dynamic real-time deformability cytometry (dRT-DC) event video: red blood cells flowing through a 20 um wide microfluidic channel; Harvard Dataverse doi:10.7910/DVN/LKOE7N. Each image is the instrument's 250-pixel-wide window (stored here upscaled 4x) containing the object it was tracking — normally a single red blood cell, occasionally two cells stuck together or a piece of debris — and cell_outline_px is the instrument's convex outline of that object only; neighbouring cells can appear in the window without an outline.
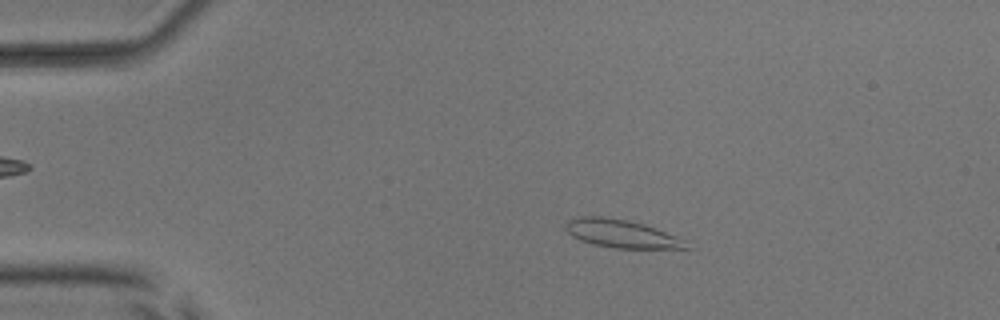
{"species": "common noctule bat (a hibernating species)", "species_latin": "Nyctalus noctula", "temperature_condition": "room temperature", "stored_images_in_passage": 53, "camera_frame_rate_fps": 3000, "um_per_image_px": 0.085, "animal": {"sex": "male", "body_mass_g": 17.9, "forearm_length_mm": 54.2}, "frame": {"image": 1, "passage_image": 10, "time_ms": 3.0, "image_size_px": [1000, 320], "cell_outline_px": [[692, 248], [616, 248], [592, 244], [580, 240], [572, 236], [564, 228], [568, 220], [580, 216], [604, 216], [628, 220], [644, 224], [688, 240]], "centroid_in_image_um": [52.85, 19.86], "position_along_channel_um": 32.1, "area_um2": 19.88}}
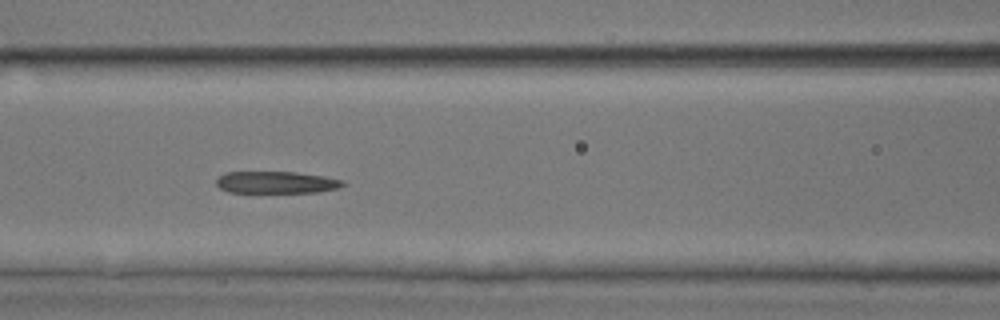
{"frame": {"image": 2, "passage_image": 23, "time_ms": 7.333, "image_size_px": [1000, 320], "cell_outline_px": [[348, 184], [336, 188], [316, 192], [228, 192], [220, 188], [216, 184], [216, 176], [224, 172], [296, 172], [324, 176], [344, 180]], "centroid_in_image_um": [23.46, 15.49], "position_along_channel_um": 143.1, "area_um2": 16.3}}
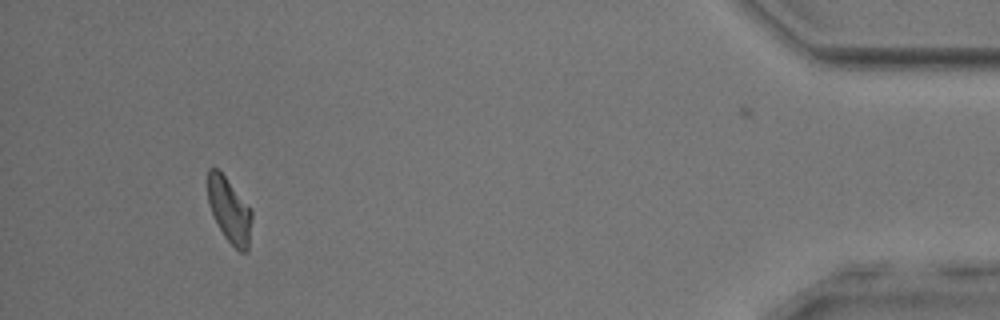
{"frame": {"image": 3, "passage_image": 49, "time_ms": 16.0, "image_size_px": [1000, 320], "cell_outline_px": [[252, 216], [248, 252], [240, 252], [224, 236], [208, 204], [208, 168], [216, 168], [224, 176], [252, 208]], "centroid_in_image_um": [19.52, 17.88], "position_along_channel_um": 415.7, "area_um2": 16.47}, "authors_computed_cell_mechanics": {"area_um2": 17.8024, "velocity_mm_per_s": 3.8976, "shape_relaxation_time_tau1_ms": 3.2541, "shape_relaxation_time_tau2_ms": 1.787, "deformation_change_tau1": 0.1563, "deformation_change_tau2": 0.1029}}